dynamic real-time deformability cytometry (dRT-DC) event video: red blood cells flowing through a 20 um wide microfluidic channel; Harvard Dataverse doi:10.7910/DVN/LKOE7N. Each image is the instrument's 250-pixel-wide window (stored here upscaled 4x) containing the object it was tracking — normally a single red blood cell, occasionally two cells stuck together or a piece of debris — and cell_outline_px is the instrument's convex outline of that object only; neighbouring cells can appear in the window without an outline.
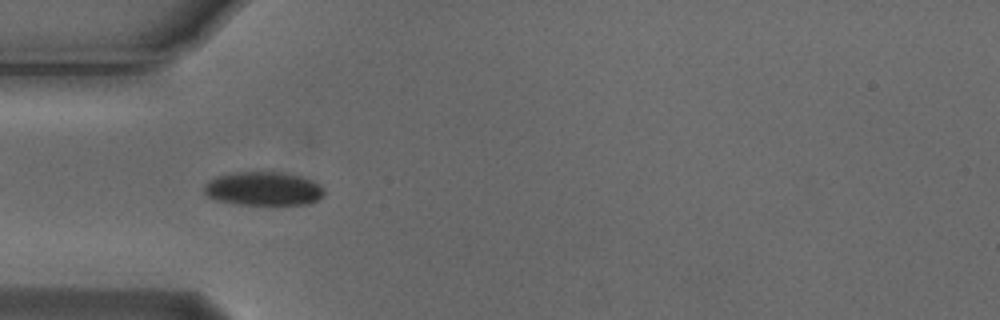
{"species": "Egyptian fruit bat (a non-hibernating species)", "species_latin": "Rousettus aegyptiacus", "temperature_condition": "cold", "stored_images_in_passage": 24, "camera_frame_rate_fps": 3000, "um_per_image_px": 0.085, "animal": {"sex": "male"}, "frame": {"image": 1, "passage_image": 4, "time_ms": 1.0, "image_size_px": [1000, 320], "cell_outline_px": [[324, 192], [316, 200], [308, 204], [240, 204], [216, 200], [208, 196], [204, 192], [204, 184], [208, 180], [216, 176], [236, 172], [280, 172], [300, 176], [312, 180], [320, 184]], "centroid_in_image_um": [22.35, 16.03], "position_along_channel_um": 62.6, "area_um2": 23.41}}
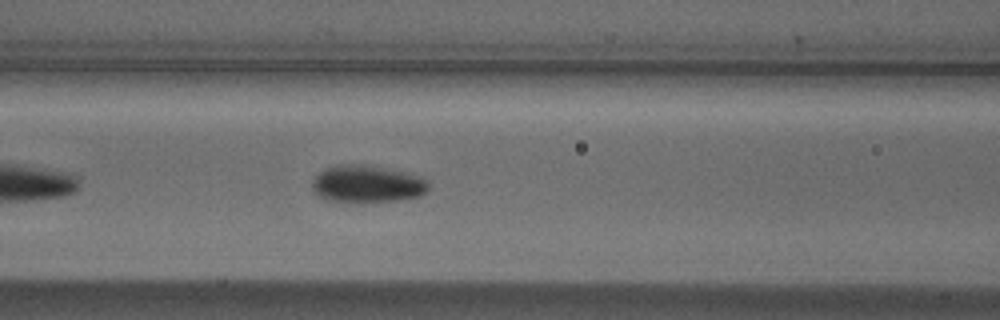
{"frame": {"image": 2, "passage_image": 10, "time_ms": 3.0, "image_size_px": [1000, 320], "cell_outline_px": [[428, 188], [420, 196], [396, 200], [364, 204], [328, 200], [320, 196], [312, 188], [312, 180], [320, 172], [328, 168], [340, 164], [364, 164], [404, 172], [420, 176], [428, 184]], "centroid_in_image_um": [31.18, 15.66], "position_along_channel_um": 135.4, "area_um2": 25.32}}
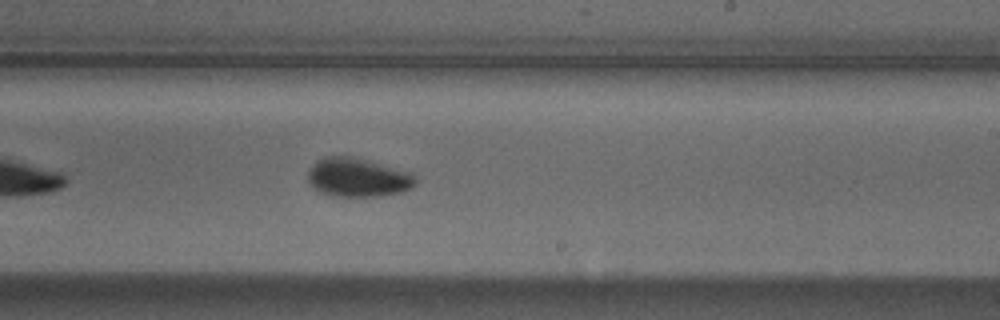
{"frame": {"image": 3, "passage_image": 20, "time_ms": 6.333, "image_size_px": [1000, 320], "cell_outline_px": [[416, 184], [400, 192], [380, 196], [336, 196], [320, 192], [312, 188], [308, 184], [308, 172], [316, 160], [324, 156], [352, 156], [412, 172], [416, 180]], "centroid_in_image_um": [30.38, 15.07], "position_along_channel_um": 258.6, "area_um2": 24.39}}